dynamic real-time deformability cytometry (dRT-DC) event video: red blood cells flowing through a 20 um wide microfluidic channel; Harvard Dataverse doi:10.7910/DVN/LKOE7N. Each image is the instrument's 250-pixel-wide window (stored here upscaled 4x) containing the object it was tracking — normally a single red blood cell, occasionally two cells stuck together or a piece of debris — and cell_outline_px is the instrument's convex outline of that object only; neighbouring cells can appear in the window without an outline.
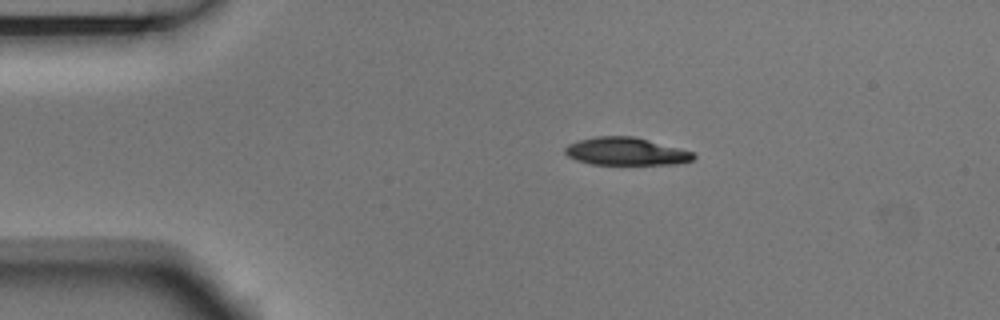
{"species": "Egyptian fruit bat (a non-hibernating species)", "species_latin": "Rousettus aegyptiacus", "temperature_condition": "room temperature", "stored_images_in_passage": 12, "camera_frame_rate_fps": 3000, "um_per_image_px": 0.085, "animal": {"sex": "male"}, "frame": {"image": 1, "passage_image": 1, "time_ms": 0.0, "image_size_px": [1000, 320], "cell_outline_px": [[696, 156], [692, 160], [676, 164], [592, 164], [576, 160], [568, 156], [564, 152], [564, 148], [568, 144], [580, 140], [596, 136], [636, 136], [680, 148], [692, 152]], "centroid_in_image_um": [53.2, 12.86], "position_along_channel_um": 31.8, "area_um2": 20.75}}
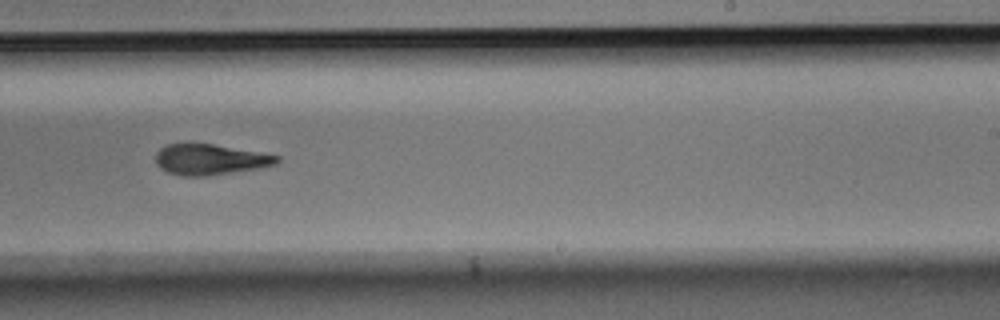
{"frame": {"image": 2, "passage_image": 7, "time_ms": 2.0, "image_size_px": [1000, 320], "cell_outline_px": [[280, 160], [276, 164], [264, 168], [204, 176], [180, 176], [168, 172], [160, 168], [156, 164], [156, 152], [160, 148], [168, 144], [212, 144], [280, 156]], "centroid_in_image_um": [17.86, 13.57], "position_along_channel_um": 271.1, "area_um2": 21.62}}
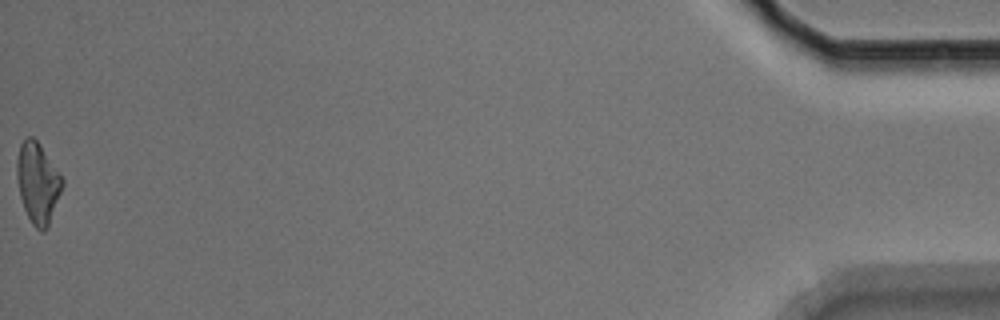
{"frame": {"image": 3, "passage_image": 12, "time_ms": 3.667, "image_size_px": [1000, 320], "cell_outline_px": [[64, 184], [48, 228], [44, 232], [40, 232], [32, 224], [24, 208], [20, 196], [16, 176], [16, 160], [20, 144], [28, 136], [32, 136], [40, 144], [64, 180]], "centroid_in_image_um": [3.21, 15.56], "position_along_channel_um": 432.0, "area_um2": 21.44}}